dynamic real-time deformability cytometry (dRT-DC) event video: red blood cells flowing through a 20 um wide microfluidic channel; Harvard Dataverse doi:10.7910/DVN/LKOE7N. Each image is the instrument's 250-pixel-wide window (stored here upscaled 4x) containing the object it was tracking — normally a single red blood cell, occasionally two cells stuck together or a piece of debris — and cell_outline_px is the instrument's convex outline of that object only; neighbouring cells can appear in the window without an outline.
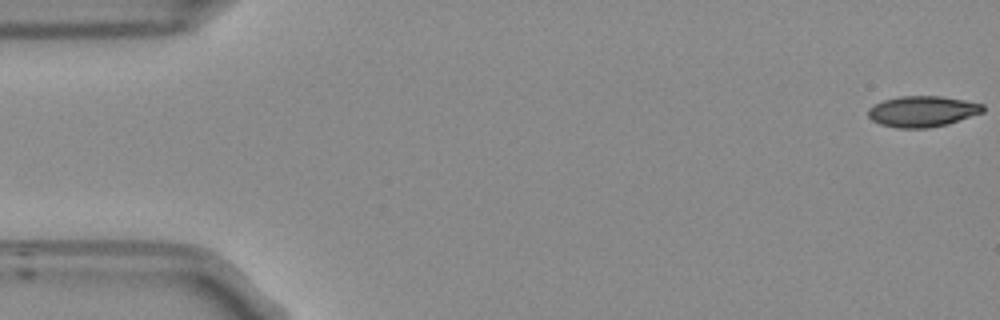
{"species": "Egyptian fruit bat (a non-hibernating species)", "species_latin": "Rousettus aegyptiacus", "temperature_condition": "room temperature", "stored_images_in_passage": 13, "camera_frame_rate_fps": 3000, "um_per_image_px": 0.085, "frame": {"image": 1, "passage_image": 1, "time_ms": 0.0, "image_size_px": [1000, 320], "cell_outline_px": [[984, 112], [948, 124], [928, 128], [896, 128], [880, 124], [872, 120], [868, 116], [868, 108], [884, 100], [900, 96], [940, 96], [964, 100], [984, 104]], "centroid_in_image_um": [78.42, 9.47], "position_along_channel_um": 6.6, "area_um2": 20.69}}